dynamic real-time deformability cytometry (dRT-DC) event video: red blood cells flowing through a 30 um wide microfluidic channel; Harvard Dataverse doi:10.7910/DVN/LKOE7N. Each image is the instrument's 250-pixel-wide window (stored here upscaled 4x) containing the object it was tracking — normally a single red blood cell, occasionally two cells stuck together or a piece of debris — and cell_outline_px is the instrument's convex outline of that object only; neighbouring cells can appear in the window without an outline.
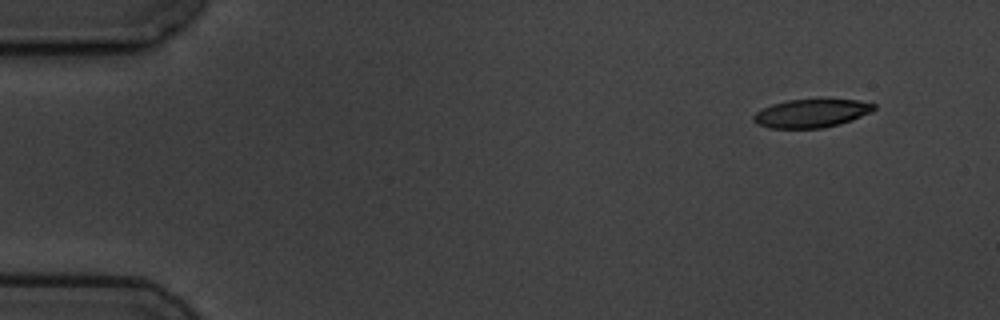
{"species": "common noctule bat (a hibernating species)", "species_latin": "Nyctalus noctula", "temperature_condition": "cold", "stored_images_in_passage": 8, "camera_frame_rate_fps": 3000, "um_per_image_px": 0.085, "animal": {"sex": "male", "body_mass_g": 19.5, "forearm_length_mm": 54.6}, "frame": {"image": 1, "passage_image": 1, "time_ms": 0.0, "image_size_px": [1000, 320], "cell_outline_px": [[876, 108], [872, 112], [852, 120], [840, 124], [824, 128], [768, 128], [756, 124], [752, 120], [752, 116], [756, 112], [772, 104], [788, 100], [860, 100], [876, 104]], "centroid_in_image_um": [68.97, 9.64], "position_along_channel_um": 16.0, "area_um2": 19.94}}
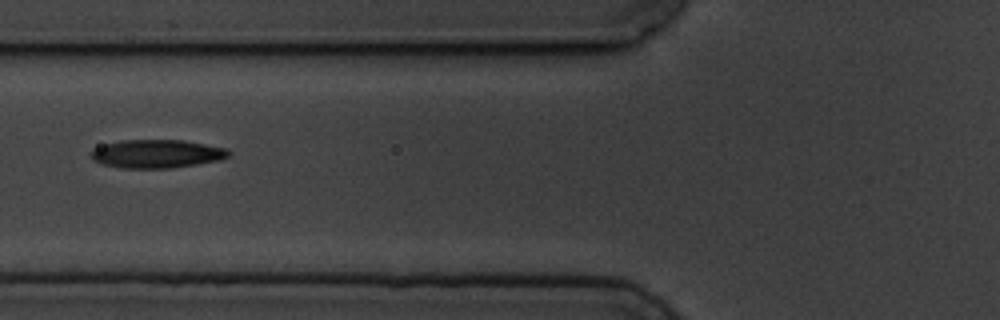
{"frame": {"image": 2, "passage_image": 6, "time_ms": 5.667, "image_size_px": [1000, 320], "cell_outline_px": [[232, 152], [228, 156], [220, 160], [196, 164], [168, 168], [124, 168], [104, 164], [92, 160], [88, 152], [92, 148], [104, 144], [120, 140], [184, 140], [228, 148]], "centroid_in_image_um": [13.3, 13.06], "position_along_channel_um": 112.5, "area_um2": 22.95}}
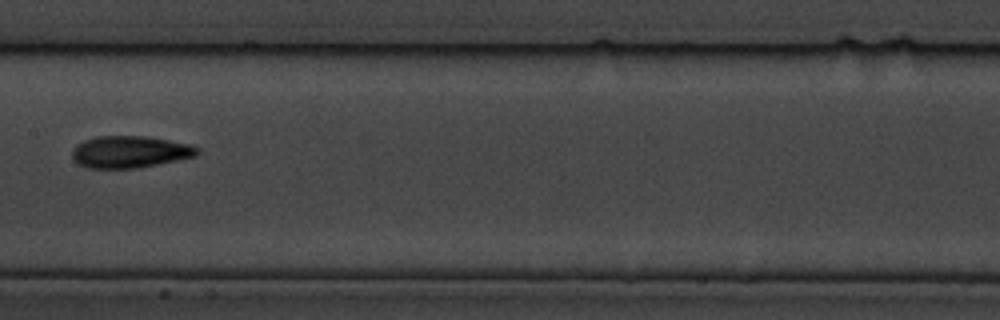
{"frame": {"image": 3, "passage_image": 8, "time_ms": 8.0, "image_size_px": [1000, 320], "cell_outline_px": [[200, 152], [196, 156], [136, 168], [88, 168], [80, 164], [72, 156], [72, 148], [76, 144], [84, 140], [96, 136], [148, 136], [192, 144], [200, 148]], "centroid_in_image_um": [11.06, 12.89], "position_along_channel_um": 196.3, "area_um2": 23.35}}